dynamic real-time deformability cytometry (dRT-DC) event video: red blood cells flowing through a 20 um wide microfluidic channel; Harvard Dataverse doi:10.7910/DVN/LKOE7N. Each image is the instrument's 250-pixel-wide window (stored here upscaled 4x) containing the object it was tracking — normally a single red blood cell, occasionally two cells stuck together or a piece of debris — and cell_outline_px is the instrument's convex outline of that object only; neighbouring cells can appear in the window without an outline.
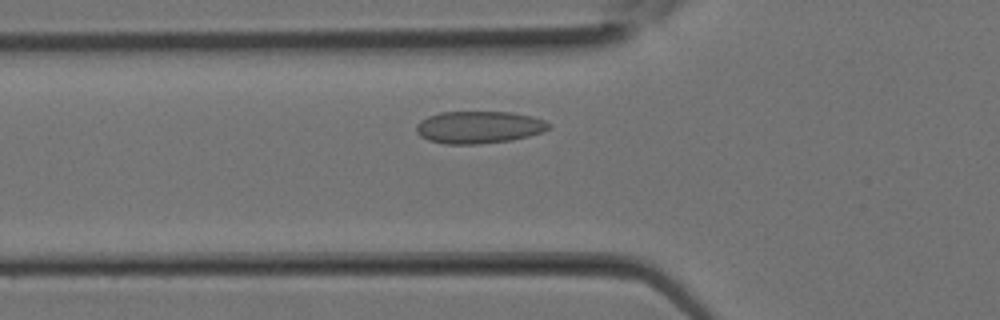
{"species": "Egyptian fruit bat (a non-hibernating species)", "species_latin": "Rousettus aegyptiacus", "temperature_condition": "room temperature", "stored_images_in_passage": 25, "camera_frame_rate_fps": 3000, "um_per_image_px": 0.085, "animal": {"sex": "female"}, "frame": {"image": 1, "passage_image": 6, "time_ms": 1.667, "image_size_px": [1000, 320], "cell_outline_px": [[548, 128], [544, 132], [512, 140], [480, 144], [444, 144], [428, 140], [420, 136], [416, 132], [416, 124], [420, 120], [428, 116], [440, 112], [512, 112], [532, 116], [544, 120], [548, 124]], "centroid_in_image_um": [40.67, 10.82], "position_along_channel_um": 85.1, "area_um2": 25.03}}
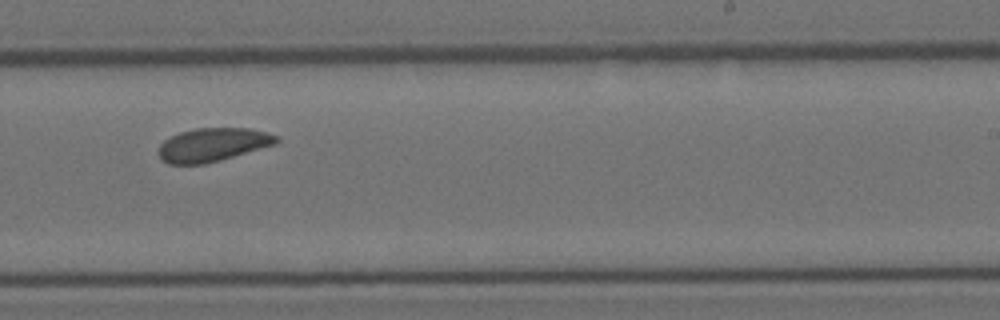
{"frame": {"image": 2, "passage_image": 14, "time_ms": 4.333, "image_size_px": [1000, 320], "cell_outline_px": [[280, 140], [276, 144], [220, 160], [204, 164], [168, 164], [160, 160], [156, 152], [160, 144], [164, 140], [180, 132], [196, 128], [248, 128], [268, 132], [280, 136]], "centroid_in_image_um": [18.07, 12.3], "position_along_channel_um": 270.9, "area_um2": 23.24}}
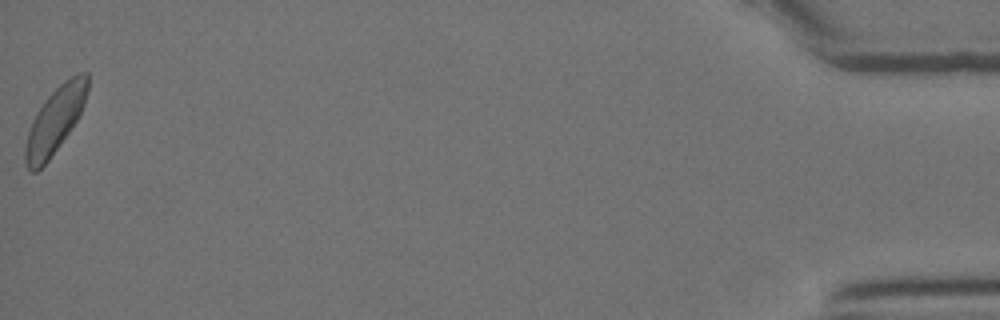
{"frame": {"image": 3, "passage_image": 25, "time_ms": 8.0, "image_size_px": [1000, 320], "cell_outline_px": [[88, 88], [84, 104], [72, 128], [48, 160], [36, 172], [32, 172], [28, 168], [24, 160], [24, 148], [28, 132], [32, 120], [36, 112], [48, 96], [64, 80], [76, 72], [88, 72]], "centroid_in_image_um": [4.67, 10.2], "position_along_channel_um": 430.5, "area_um2": 23.76}}